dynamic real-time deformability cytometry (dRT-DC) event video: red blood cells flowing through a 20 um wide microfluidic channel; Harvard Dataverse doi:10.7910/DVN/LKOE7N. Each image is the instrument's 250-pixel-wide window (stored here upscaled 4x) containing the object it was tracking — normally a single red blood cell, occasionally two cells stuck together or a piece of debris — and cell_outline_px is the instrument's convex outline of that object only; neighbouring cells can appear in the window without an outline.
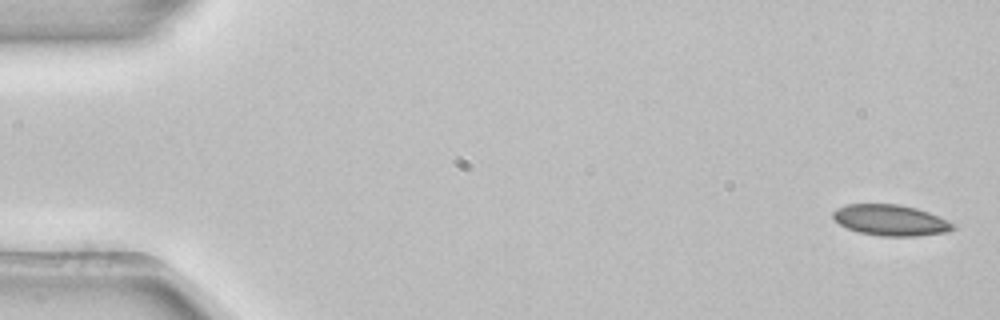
{"species": "common noctule bat (a hibernating species)", "species_latin": "Nyctalus noctula", "temperature_condition": "room temperature", "stored_images_in_passage": 4, "camera_frame_rate_fps": 3000, "um_per_image_px": 0.085, "animal": {"sex": "female", "body_mass_g": 22.7, "forearm_length_mm": 54.2}, "frame": {"image": 1, "passage_image": 1, "time_ms": 0.0, "image_size_px": [1000, 320], "cell_outline_px": [[956, 228], [948, 232], [916, 236], [880, 236], [860, 232], [848, 228], [840, 224], [832, 216], [832, 212], [836, 208], [848, 204], [896, 204], [916, 208], [928, 212], [956, 224]], "centroid_in_image_um": [75.72, 18.72], "position_along_channel_um": 9.3, "area_um2": 21.56}}
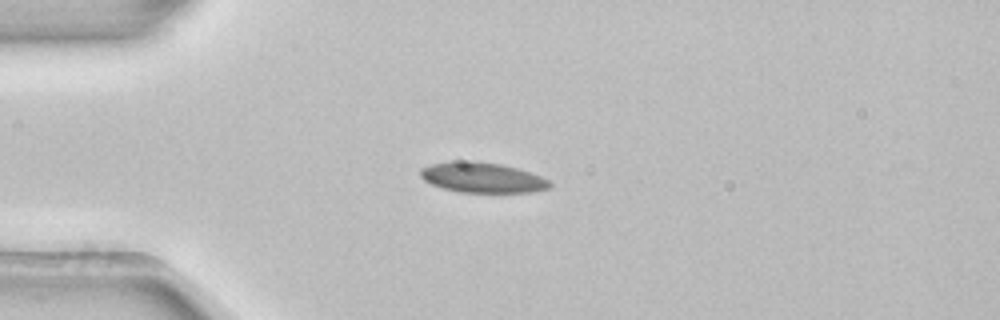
{"frame": {"image": 2, "passage_image": 3, "time_ms": 0.667, "image_size_px": [1000, 320], "cell_outline_px": [[552, 188], [532, 192], [460, 192], [444, 188], [432, 184], [424, 180], [420, 176], [420, 168], [432, 164], [452, 160], [472, 160], [500, 164], [516, 168], [540, 176], [548, 180], [552, 184]], "centroid_in_image_um": [40.98, 15.08], "position_along_channel_um": 44.0, "area_um2": 22.83}}